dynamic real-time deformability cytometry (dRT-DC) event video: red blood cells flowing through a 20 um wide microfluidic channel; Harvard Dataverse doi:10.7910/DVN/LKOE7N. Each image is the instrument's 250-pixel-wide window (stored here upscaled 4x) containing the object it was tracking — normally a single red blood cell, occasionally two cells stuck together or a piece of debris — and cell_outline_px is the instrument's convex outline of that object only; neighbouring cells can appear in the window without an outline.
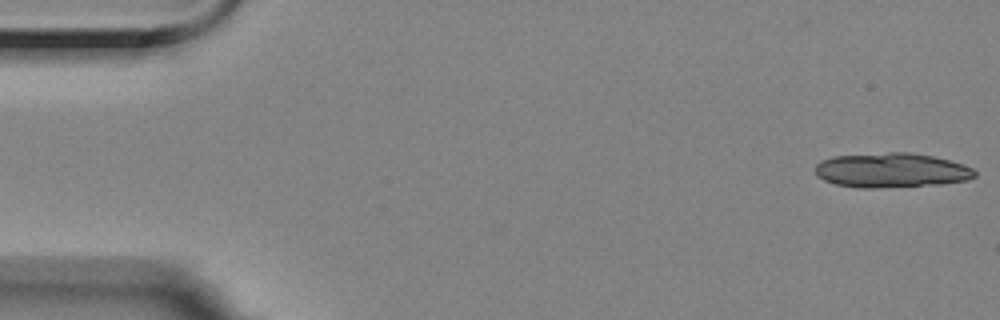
{"species": "Egyptian fruit bat (a non-hibernating species)", "species_latin": "Rousettus aegyptiacus", "temperature_condition": "room temperature", "stored_images_in_passage": 8, "camera_frame_rate_fps": 3000, "um_per_image_px": 0.085, "animal": {"sex": "female"}, "frame": {"image": 1, "passage_image": 1, "time_ms": 0.0, "image_size_px": [1000, 320], "cell_outline_px": [[976, 176], [968, 180], [940, 184], [880, 188], [860, 188], [836, 184], [824, 180], [816, 176], [816, 164], [820, 160], [832, 156], [888, 152], [912, 152], [932, 156], [964, 164], [972, 168], [976, 172]], "centroid_in_image_um": [75.76, 14.47], "position_along_channel_um": 9.2, "area_um2": 32.43}}